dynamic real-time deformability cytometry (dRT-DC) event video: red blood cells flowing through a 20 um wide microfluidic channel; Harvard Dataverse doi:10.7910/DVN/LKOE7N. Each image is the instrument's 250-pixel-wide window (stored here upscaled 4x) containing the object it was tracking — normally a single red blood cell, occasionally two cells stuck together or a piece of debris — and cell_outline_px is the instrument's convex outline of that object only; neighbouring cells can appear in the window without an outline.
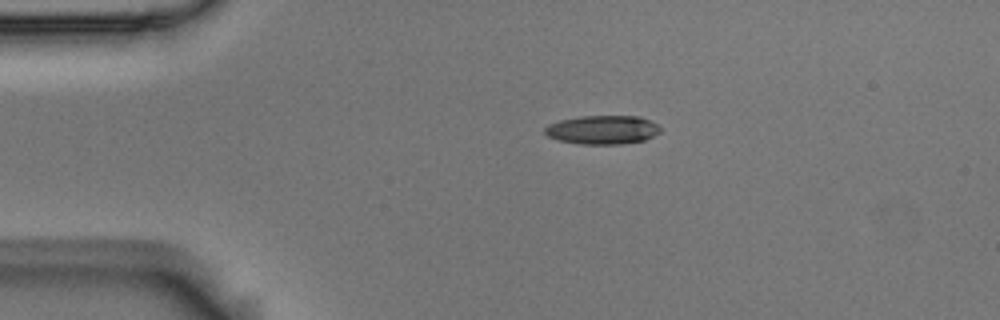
{"species": "Egyptian fruit bat (a non-hibernating species)", "species_latin": "Rousettus aegyptiacus", "temperature_condition": "room temperature", "stored_images_in_passage": 45, "camera_frame_rate_fps": 3000, "um_per_image_px": 0.085, "animal": {"sex": "male"}, "frame": {"image": 1, "passage_image": 1, "time_ms": 0.0, "image_size_px": [1000, 320], "cell_outline_px": [[660, 132], [644, 140], [620, 144], [580, 144], [556, 140], [548, 136], [544, 132], [544, 128], [548, 124], [560, 120], [580, 116], [640, 116], [652, 120], [660, 128]], "centroid_in_image_um": [51.2, 11.03], "position_along_channel_um": 33.8, "area_um2": 19.48}}
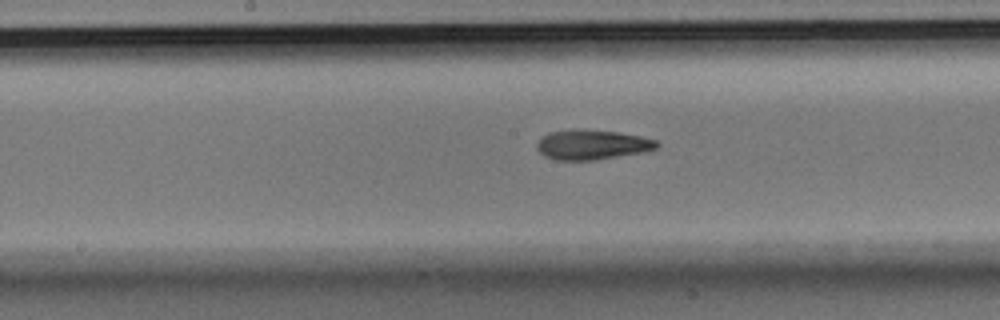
{"frame": {"image": 2, "passage_image": 18, "time_ms": 5.667, "image_size_px": [1000, 320], "cell_outline_px": [[660, 144], [656, 148], [644, 152], [596, 160], [556, 160], [544, 156], [536, 148], [536, 144], [548, 132], [576, 128], [584, 128], [616, 132], [640, 136], [656, 140]], "centroid_in_image_um": [50.31, 12.29], "position_along_channel_um": 197.9, "area_um2": 21.04}}
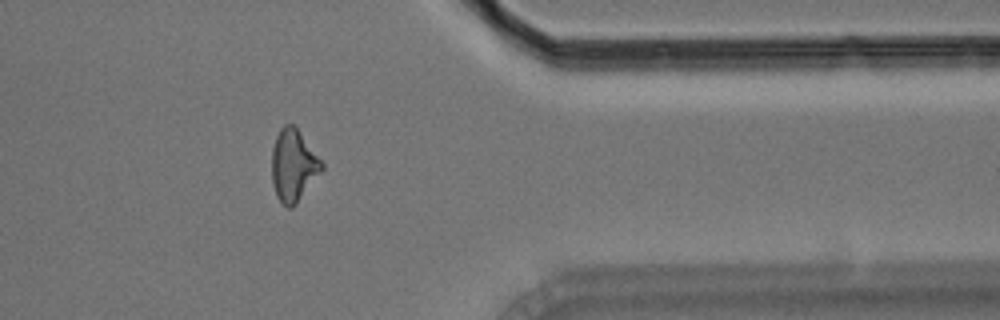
{"frame": {"image": 3, "passage_image": 35, "time_ms": 11.333, "image_size_px": [1000, 320], "cell_outline_px": [[324, 168], [296, 204], [292, 208], [288, 208], [276, 196], [272, 184], [272, 148], [276, 136], [280, 128], [284, 124], [292, 124], [300, 132], [324, 164]], "centroid_in_image_um": [24.92, 14.06], "position_along_channel_um": 386.5, "area_um2": 20.81}, "authors_computed_cell_mechanics": {"area_um2": 20.4612, "velocity_mm_per_s": 3.6002, "shape_relaxation_time_tau1_ms": 9.1373, "shape_relaxation_time_tau2_ms": 3.9241, "deformation_change_tau1": 0.2407, "deformation_change_tau2": 0.1355}}